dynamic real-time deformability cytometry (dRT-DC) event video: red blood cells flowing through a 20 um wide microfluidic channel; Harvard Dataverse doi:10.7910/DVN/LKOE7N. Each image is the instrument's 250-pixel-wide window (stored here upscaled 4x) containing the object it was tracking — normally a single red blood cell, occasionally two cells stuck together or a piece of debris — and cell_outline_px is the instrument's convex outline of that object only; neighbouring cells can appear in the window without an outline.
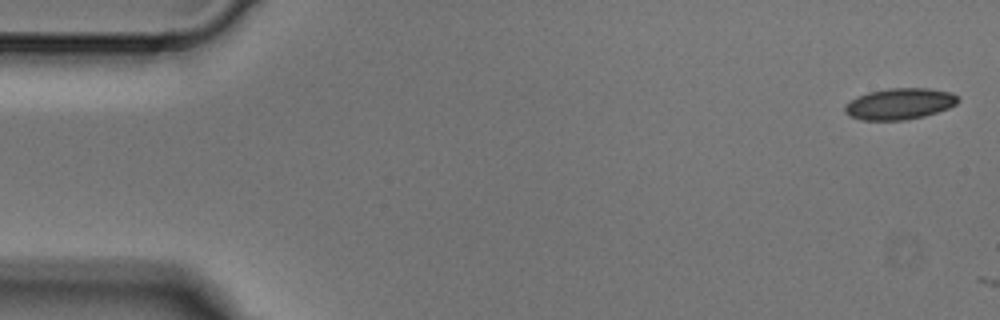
{"species": "Egyptian fruit bat (a non-hibernating species)", "species_latin": "Rousettus aegyptiacus", "temperature_condition": "cold", "stored_images_in_passage": 4, "camera_frame_rate_fps": 3000, "um_per_image_px": 0.085, "animal": {"sex": "male"}, "frame": {"image": 1, "passage_image": 1, "time_ms": 0.0, "image_size_px": [1000, 320], "cell_outline_px": [[960, 100], [956, 104], [948, 108], [924, 116], [904, 120], [860, 120], [848, 116], [844, 112], [844, 104], [856, 96], [868, 92], [888, 88], [928, 88], [952, 92]], "centroid_in_image_um": [76.42, 8.82], "position_along_channel_um": 8.6, "area_um2": 20.81}}